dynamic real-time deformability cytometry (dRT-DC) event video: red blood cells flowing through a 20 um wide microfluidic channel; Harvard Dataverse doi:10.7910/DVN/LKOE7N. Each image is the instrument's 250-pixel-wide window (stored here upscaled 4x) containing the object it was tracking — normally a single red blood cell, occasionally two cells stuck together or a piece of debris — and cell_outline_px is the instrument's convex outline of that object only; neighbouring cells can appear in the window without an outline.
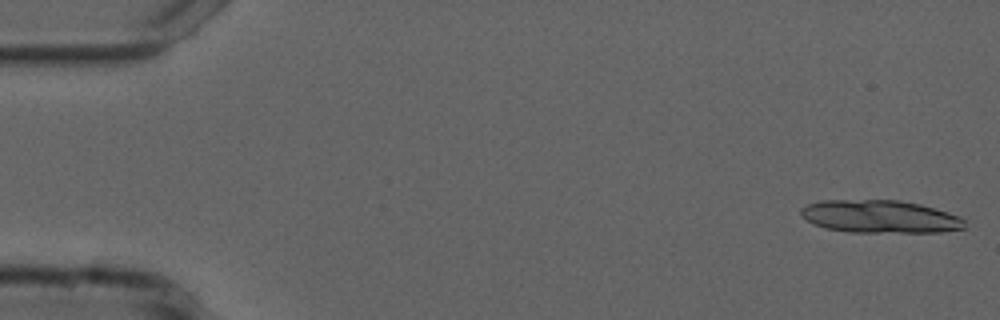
{"species": "common noctule bat (a hibernating species)", "species_latin": "Nyctalus noctula", "temperature_condition": "cold", "stored_images_in_passage": 13, "camera_frame_rate_fps": 3000, "um_per_image_px": 0.085, "animal": {"sex": "male", "forearm_length_mm": 52.5}, "frame": {"image": 1, "passage_image": 1, "time_ms": 0.0, "image_size_px": [1000, 320], "cell_outline_px": [[964, 228], [944, 232], [848, 232], [824, 228], [812, 224], [800, 216], [800, 208], [808, 204], [820, 200], [900, 200], [920, 204], [948, 212], [964, 220]], "centroid_in_image_um": [74.74, 18.41], "position_along_channel_um": 10.3, "area_um2": 31.44}}